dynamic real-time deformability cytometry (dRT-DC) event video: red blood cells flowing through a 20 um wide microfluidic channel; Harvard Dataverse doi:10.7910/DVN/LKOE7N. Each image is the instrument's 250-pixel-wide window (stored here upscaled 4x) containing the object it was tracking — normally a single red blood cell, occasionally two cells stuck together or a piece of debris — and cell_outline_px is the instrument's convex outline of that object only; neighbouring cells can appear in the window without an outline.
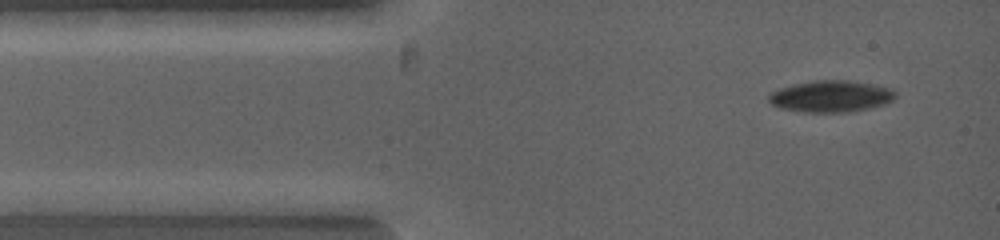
{"species": "common noctule bat (a hibernating species)", "species_latin": "Nyctalus noctula", "temperature_condition": "warm", "stored_images_in_passage": 2, "camera_frame_rate_fps": 5000, "um_per_image_px": 0.085, "animal": {"sex": "female", "body_mass_g": 19.0, "forearm_length_mm": 53.3}, "frame": {"image": 1, "passage_image": 2, "time_ms": 1.0, "image_size_px": [1000, 240], "cell_outline_px": [[896, 96], [892, 100], [884, 104], [868, 108], [848, 112], [804, 112], [780, 108], [772, 104], [768, 100], [768, 96], [772, 92], [780, 88], [796, 84], [820, 80], [844, 80], [872, 84], [892, 88], [896, 92]], "centroid_in_image_um": [70.64, 8.19], "position_along_channel_um": 14.4, "area_um2": 23.06}}